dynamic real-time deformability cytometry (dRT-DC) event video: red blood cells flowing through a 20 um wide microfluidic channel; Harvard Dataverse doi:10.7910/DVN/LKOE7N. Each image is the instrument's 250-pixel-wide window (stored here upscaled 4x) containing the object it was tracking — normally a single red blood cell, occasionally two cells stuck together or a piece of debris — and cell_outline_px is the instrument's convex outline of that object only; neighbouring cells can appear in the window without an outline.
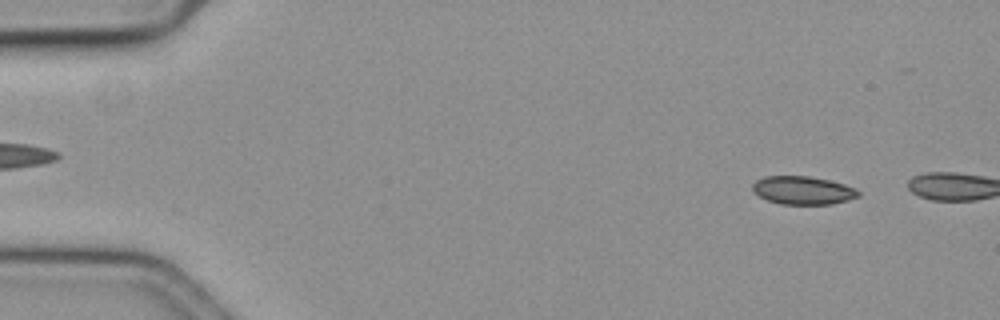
{"species": "common noctule bat (a hibernating species)", "species_latin": "Nyctalus noctula", "temperature_condition": "cold", "stored_images_in_passage": 8, "camera_frame_rate_fps": 3000, "um_per_image_px": 0.085, "animal": {"sex": "female", "body_mass_g": 19.3, "forearm_length_mm": 54.1}, "frame": {"image": 1, "passage_image": 6, "time_ms": 1.667, "image_size_px": [1000, 320], "cell_outline_px": [[860, 196], [848, 200], [832, 204], [780, 204], [768, 200], [752, 192], [752, 184], [756, 180], [764, 176], [808, 176], [828, 180], [844, 184], [860, 192]], "centroid_in_image_um": [68.21, 16.18], "position_along_channel_um": 16.8, "area_um2": 17.34}}